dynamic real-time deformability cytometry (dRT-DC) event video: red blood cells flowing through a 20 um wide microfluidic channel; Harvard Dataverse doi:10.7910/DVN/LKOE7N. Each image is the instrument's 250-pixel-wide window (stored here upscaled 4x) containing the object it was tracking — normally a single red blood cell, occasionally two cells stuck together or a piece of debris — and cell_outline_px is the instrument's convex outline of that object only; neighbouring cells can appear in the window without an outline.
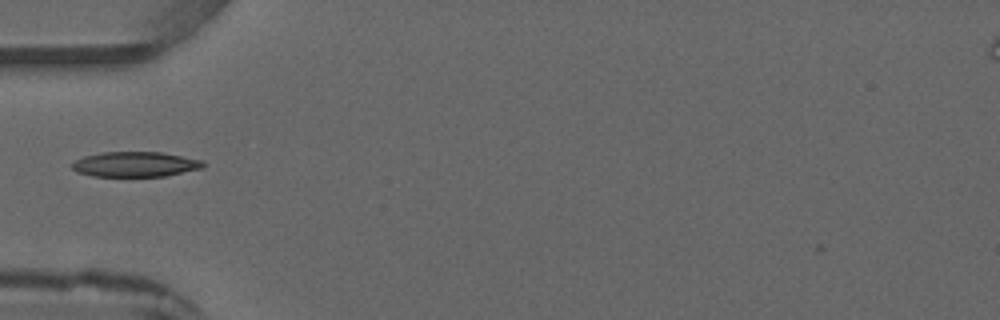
{"species": "common noctule bat (a hibernating species)", "species_latin": "Nyctalus noctula", "temperature_condition": "warm", "stored_images_in_passage": 1, "camera_frame_rate_fps": 3000, "um_per_image_px": 0.085, "animal": {"sex": "male", "forearm_length_mm": 52.5}, "frame": {"image": 1, "passage_image": 1, "time_ms": 0.0, "image_size_px": [1000, 320], "cell_outline_px": [[204, 168], [164, 176], [92, 176], [76, 172], [72, 168], [72, 164], [76, 160], [84, 156], [104, 152], [160, 152], [204, 160]], "centroid_in_image_um": [11.51, 13.96], "position_along_channel_um": 73.5, "area_um2": 19.13}}